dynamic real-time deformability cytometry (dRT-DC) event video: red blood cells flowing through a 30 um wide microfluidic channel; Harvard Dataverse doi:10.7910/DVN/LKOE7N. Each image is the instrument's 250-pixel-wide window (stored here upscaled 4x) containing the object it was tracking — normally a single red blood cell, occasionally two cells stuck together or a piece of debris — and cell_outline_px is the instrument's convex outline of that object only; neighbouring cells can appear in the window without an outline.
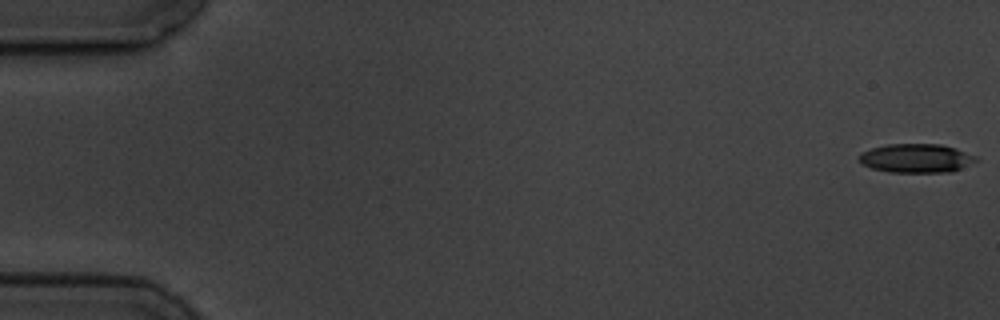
{"species": "common noctule bat (a hibernating species)", "species_latin": "Nyctalus noctula", "temperature_condition": "cold", "stored_images_in_passage": 2, "segment_of_instrument_passage": [2, 2], "camera_frame_rate_fps": 3000, "um_per_image_px": 0.085, "animal": {"sex": "male", "body_mass_g": 19.5, "forearm_length_mm": 54.6}, "frame": {"image": 1, "passage_image": 2, "time_ms": 1.333, "image_size_px": [1000, 320], "cell_outline_px": [[980, 160], [952, 172], [888, 172], [872, 168], [860, 164], [856, 160], [856, 156], [860, 152], [872, 148], [888, 144], [940, 144], [956, 148], [976, 156]], "centroid_in_image_um": [77.84, 13.45], "position_along_channel_um": 7.2, "area_um2": 20.0}}